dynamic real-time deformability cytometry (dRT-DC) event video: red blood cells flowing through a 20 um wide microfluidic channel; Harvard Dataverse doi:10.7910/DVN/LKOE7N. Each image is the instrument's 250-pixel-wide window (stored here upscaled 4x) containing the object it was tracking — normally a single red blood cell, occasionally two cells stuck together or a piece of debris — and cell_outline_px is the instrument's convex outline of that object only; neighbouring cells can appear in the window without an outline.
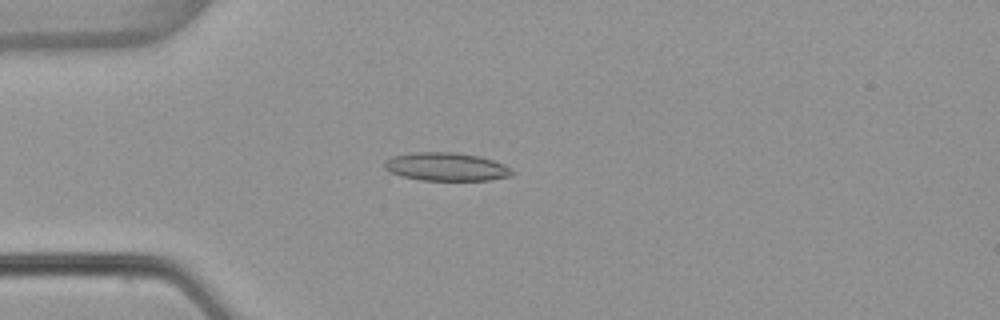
{"species": "common noctule bat (a hibernating species)", "species_latin": "Nyctalus noctula", "temperature_condition": "warm", "stored_images_in_passage": 52, "camera_frame_rate_fps": 3000, "um_per_image_px": 0.085, "animal": {"sex": "female", "body_mass_g": 22.7, "forearm_length_mm": 54.2}, "frame": {"image": 1, "passage_image": 13, "time_ms": 4.0, "image_size_px": [1000, 320], "cell_outline_px": [[512, 176], [488, 180], [420, 180], [400, 176], [384, 168], [384, 164], [392, 156], [416, 152], [452, 152], [476, 156], [492, 160], [504, 164], [512, 172]], "centroid_in_image_um": [37.91, 14.18], "position_along_channel_um": 47.1, "area_um2": 20.69}}
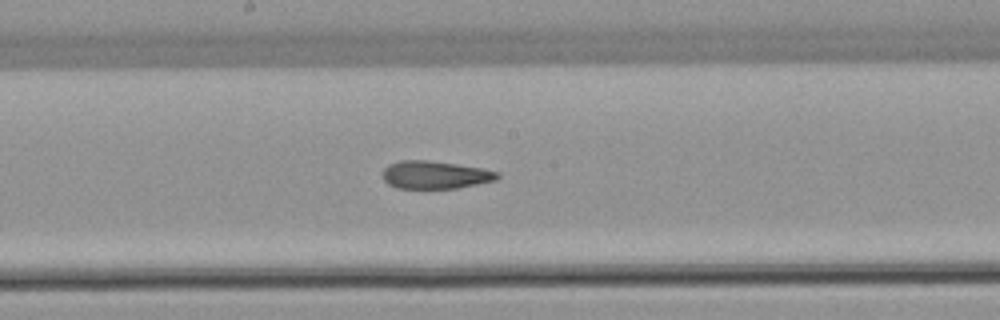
{"frame": {"image": 2, "passage_image": 27, "time_ms": 8.667, "image_size_px": [1000, 320], "cell_outline_px": [[500, 176], [496, 180], [456, 188], [396, 188], [388, 184], [384, 180], [384, 168], [388, 164], [400, 160], [428, 160], [456, 164], [480, 168], [500, 172]], "centroid_in_image_um": [36.97, 14.86], "position_along_channel_um": 211.2, "area_um2": 18.5}}
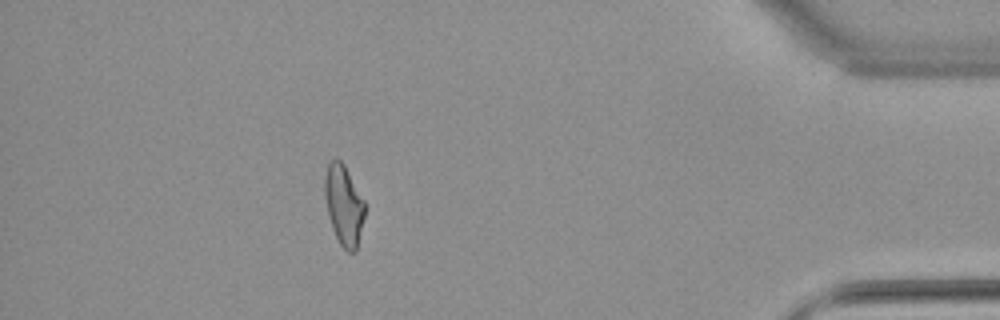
{"frame": {"image": 3, "passage_image": 46, "time_ms": 15.0, "image_size_px": [1000, 320], "cell_outline_px": [[364, 216], [356, 252], [348, 252], [340, 244], [332, 228], [328, 216], [324, 196], [324, 176], [328, 164], [336, 156], [344, 164], [364, 200]], "centroid_in_image_um": [29.2, 17.41], "position_along_channel_um": 406.0, "area_um2": 18.73}, "authors_computed_cell_mechanics": {"area_um2": 19.4208, "velocity_mm_per_s": 3.8571, "shape_relaxation_time_tau1_ms": null, "shape_relaxation_time_tau2_ms": 1.9036, "deformation_change_tau1": null, "deformation_change_tau2": 0.0991}}